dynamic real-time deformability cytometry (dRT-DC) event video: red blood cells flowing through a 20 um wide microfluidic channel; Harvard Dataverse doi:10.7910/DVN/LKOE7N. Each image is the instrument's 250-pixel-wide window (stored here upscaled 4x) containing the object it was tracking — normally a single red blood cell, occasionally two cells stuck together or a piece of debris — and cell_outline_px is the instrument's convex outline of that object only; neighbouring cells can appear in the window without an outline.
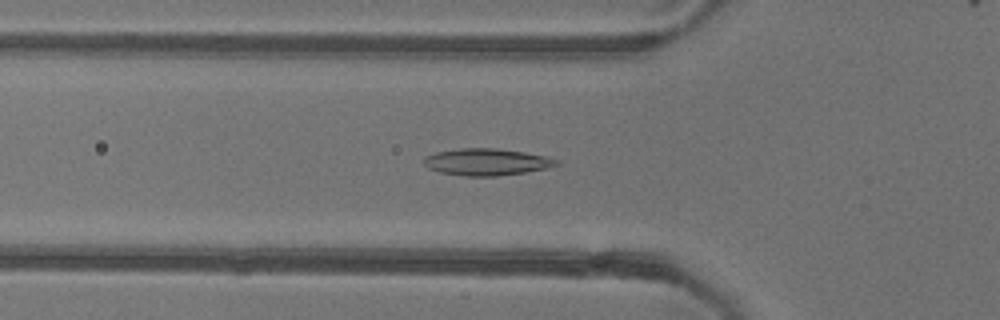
{"species": "common noctule bat (a hibernating species)", "species_latin": "Nyctalus noctula", "temperature_condition": "warm", "stored_images_in_passage": 46, "camera_frame_rate_fps": 3000, "um_per_image_px": 0.085, "animal": {"sex": "female"}, "frame": {"image": 1, "passage_image": 11, "time_ms": 3.333, "image_size_px": [1000, 320], "cell_outline_px": [[560, 164], [548, 168], [524, 172], [496, 176], [464, 176], [440, 172], [428, 168], [424, 164], [424, 156], [436, 152], [460, 148], [496, 148], [524, 152], [544, 156], [560, 160]], "centroid_in_image_um": [41.36, 13.76], "position_along_channel_um": 84.4, "area_um2": 20.75}}
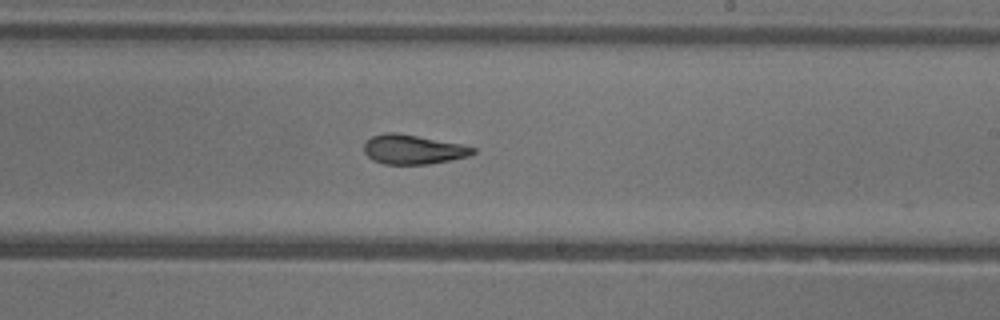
{"frame": {"image": 2, "passage_image": 24, "time_ms": 7.667, "image_size_px": [1000, 320], "cell_outline_px": [[476, 152], [468, 156], [428, 164], [384, 164], [372, 160], [364, 152], [364, 144], [372, 136], [384, 132], [396, 132], [460, 144], [476, 148]], "centroid_in_image_um": [35.07, 12.7], "position_along_channel_um": 253.9, "area_um2": 18.5}}
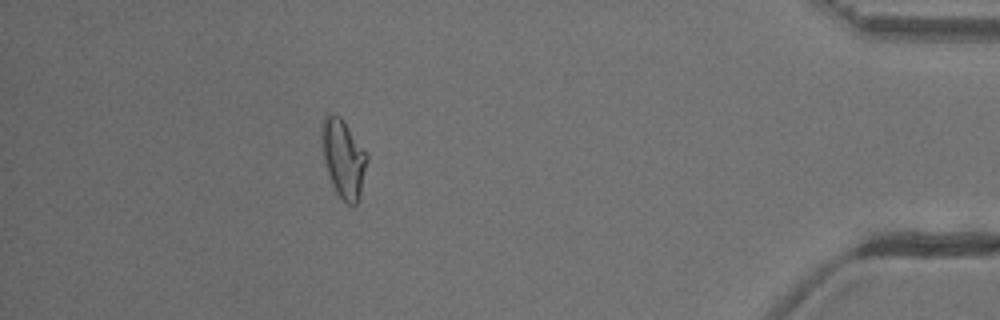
{"frame": {"image": 3, "passage_image": 40, "time_ms": 13.0, "image_size_px": [1000, 320], "cell_outline_px": [[368, 160], [360, 192], [356, 204], [348, 204], [336, 192], [332, 184], [324, 160], [320, 136], [320, 124], [324, 116], [328, 112], [340, 116], [344, 120], [368, 156]], "centroid_in_image_um": [29.15, 13.38], "position_along_channel_um": 406.0, "area_um2": 20.52}, "authors_computed_cell_mechanics": {"area_um2": 19.5075, "velocity_mm_per_s": 3.894, "shape_relaxation_time_tau1_ms": 9.3285, "shape_relaxation_time_tau2_ms": 2.1606, "deformation_change_tau1": 0.2366, "deformation_change_tau2": 0.0907}}